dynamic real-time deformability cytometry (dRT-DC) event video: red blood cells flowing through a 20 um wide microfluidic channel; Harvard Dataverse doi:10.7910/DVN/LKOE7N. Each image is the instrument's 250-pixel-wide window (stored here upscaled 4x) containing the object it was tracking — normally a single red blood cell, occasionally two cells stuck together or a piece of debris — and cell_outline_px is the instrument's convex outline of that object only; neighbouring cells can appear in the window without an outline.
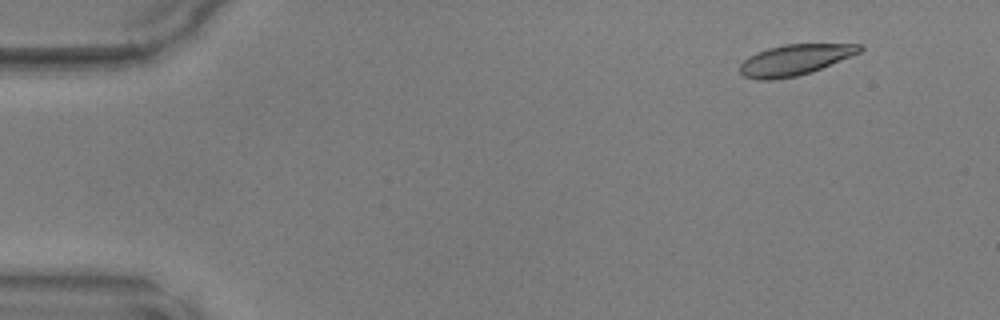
{"species": "common noctule bat (a hibernating species)", "species_latin": "Nyctalus noctula", "temperature_condition": "warm", "stored_images_in_passage": 16, "camera_frame_rate_fps": 3000, "um_per_image_px": 0.085, "animal": {"sex": "male", "body_mass_g": 17.9, "forearm_length_mm": 54.2}, "frame": {"image": 1, "passage_image": 5, "time_ms": 1.333, "image_size_px": [1000, 320], "cell_outline_px": [[864, 48], [860, 52], [812, 72], [796, 76], [772, 80], [760, 80], [744, 76], [740, 72], [740, 64], [748, 56], [756, 52], [768, 48], [784, 44], [864, 44]], "centroid_in_image_um": [67.55, 5.08], "position_along_channel_um": 17.4, "area_um2": 21.44}}